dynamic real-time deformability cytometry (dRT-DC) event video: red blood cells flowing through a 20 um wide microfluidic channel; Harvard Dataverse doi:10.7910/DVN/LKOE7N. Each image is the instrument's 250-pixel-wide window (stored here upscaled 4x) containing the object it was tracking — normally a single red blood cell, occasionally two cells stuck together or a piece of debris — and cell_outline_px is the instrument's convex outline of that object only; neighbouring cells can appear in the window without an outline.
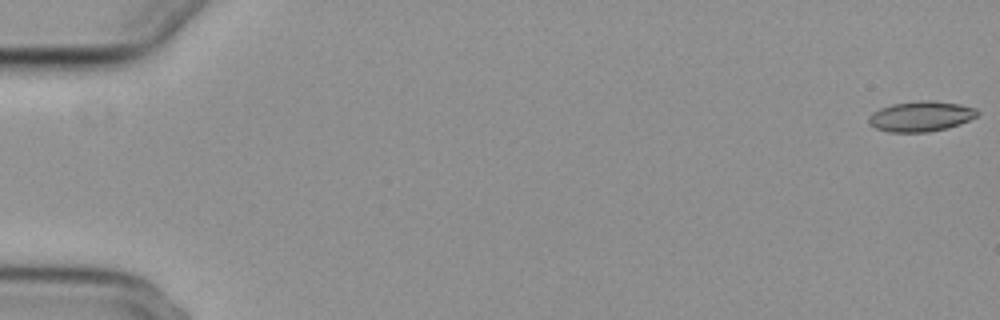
{"species": "common noctule bat (a hibernating species)", "species_latin": "Nyctalus noctula", "temperature_condition": "cold", "stored_images_in_passage": 57, "camera_frame_rate_fps": 3000, "um_per_image_px": 0.085, "animal": {"sex": "female", "body_mass_g": 29.2, "forearm_length_mm": 56.3}, "frame": {"image": 1, "passage_image": 1, "time_ms": 0.0, "image_size_px": [1000, 320], "cell_outline_px": [[980, 112], [976, 116], [960, 124], [928, 132], [888, 132], [876, 128], [868, 124], [868, 116], [872, 112], [880, 108], [892, 104], [920, 100], [932, 100], [960, 104], [976, 108]], "centroid_in_image_um": [78.25, 9.88], "position_along_channel_um": 6.8, "area_um2": 19.25}}
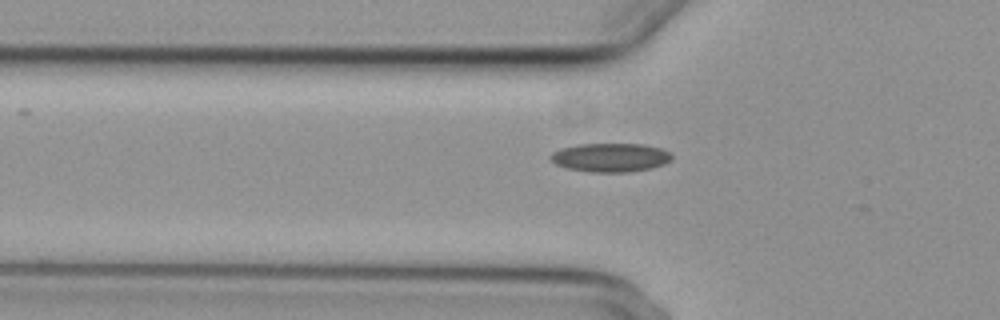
{"frame": {"image": 2, "passage_image": 20, "time_ms": 6.333, "image_size_px": [1000, 320], "cell_outline_px": [[672, 160], [664, 164], [648, 168], [628, 172], [592, 172], [568, 168], [556, 164], [548, 156], [552, 152], [560, 148], [576, 144], [644, 144], [660, 148], [668, 152], [672, 156]], "centroid_in_image_um": [51.86, 13.37], "position_along_channel_um": 73.9, "area_um2": 20.23}}
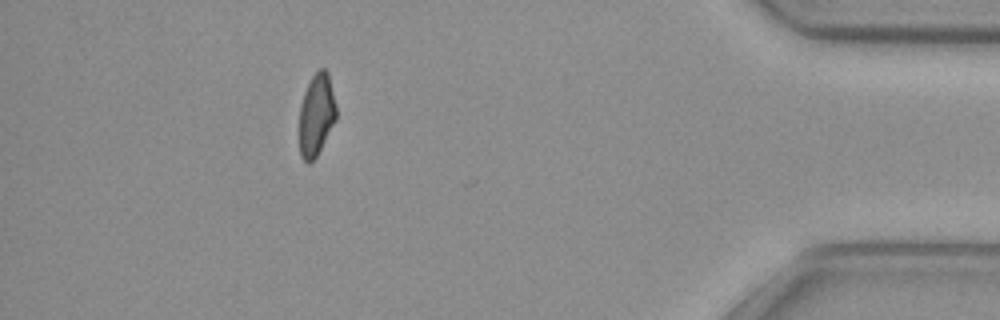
{"frame": {"image": 3, "passage_image": 51, "time_ms": 16.667, "image_size_px": [1000, 320], "cell_outline_px": [[336, 120], [316, 156], [308, 164], [300, 156], [300, 104], [304, 92], [312, 76], [320, 68], [324, 68], [328, 72], [336, 108]], "centroid_in_image_um": [26.89, 9.75], "position_along_channel_um": 408.3, "area_um2": 17.4}, "authors_computed_cell_mechanics": {"area_um2": 19.0162, "velocity_mm_per_s": 3.7322, "shape_relaxation_time_tau1_ms": 6.905, "shape_relaxation_time_tau2_ms": null, "deformation_change_tau1": 0.1244, "deformation_change_tau2": null}}